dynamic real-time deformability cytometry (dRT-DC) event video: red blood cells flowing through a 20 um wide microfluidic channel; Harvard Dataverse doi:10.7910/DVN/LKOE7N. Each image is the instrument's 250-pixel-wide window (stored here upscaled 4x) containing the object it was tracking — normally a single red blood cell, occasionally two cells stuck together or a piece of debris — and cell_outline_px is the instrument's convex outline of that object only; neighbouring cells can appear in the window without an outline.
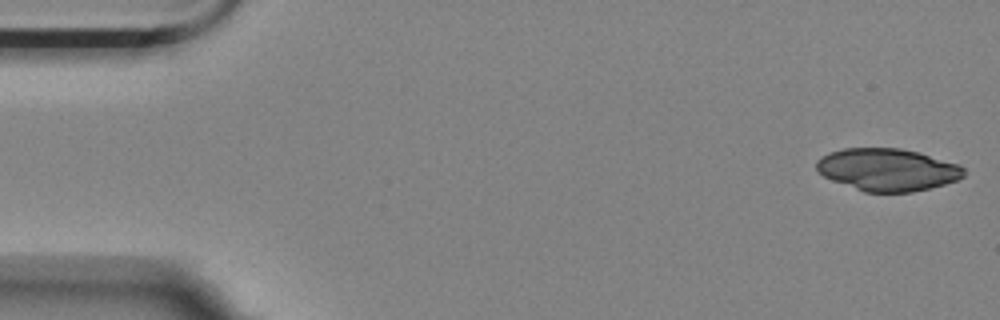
{"species": "Egyptian fruit bat (a non-hibernating species)", "species_latin": "Rousettus aegyptiacus", "temperature_condition": "room temperature", "stored_images_in_passage": 17, "camera_frame_rate_fps": 3000, "um_per_image_px": 0.085, "animal": {"sex": "female"}, "frame": {"image": 1, "passage_image": 1, "time_ms": 0.0, "image_size_px": [1000, 320], "cell_outline_px": [[964, 176], [956, 180], [944, 184], [912, 192], [864, 192], [832, 180], [824, 176], [816, 168], [816, 160], [820, 156], [828, 152], [844, 148], [900, 148], [916, 152], [960, 164], [964, 168]], "centroid_in_image_um": [75.41, 14.41], "position_along_channel_um": 9.6, "area_um2": 36.3}}